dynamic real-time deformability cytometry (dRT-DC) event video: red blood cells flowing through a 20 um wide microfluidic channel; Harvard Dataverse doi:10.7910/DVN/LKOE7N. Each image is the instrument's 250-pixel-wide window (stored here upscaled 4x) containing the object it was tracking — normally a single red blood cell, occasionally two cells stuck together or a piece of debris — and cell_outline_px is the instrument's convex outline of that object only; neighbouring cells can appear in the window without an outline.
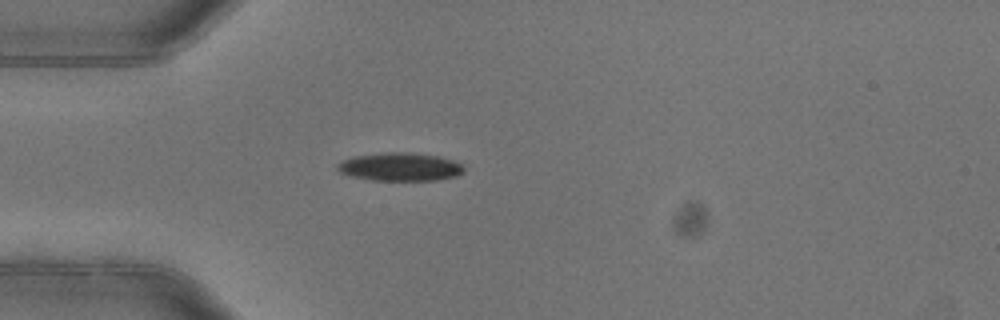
{"species": "common noctule bat (a hibernating species)", "species_latin": "Nyctalus noctula", "temperature_condition": "warm", "stored_images_in_passage": 4, "camera_frame_rate_fps": 3000, "um_per_image_px": 0.085, "animal": {"sex": "female"}, "frame": {"image": 1, "passage_image": 4, "time_ms": 1.0, "image_size_px": [1000, 320], "cell_outline_px": [[464, 172], [456, 176], [436, 180], [372, 180], [352, 176], [340, 172], [336, 168], [336, 164], [344, 160], [356, 156], [388, 152], [408, 152], [440, 156], [452, 160], [460, 164], [464, 168]], "centroid_in_image_um": [34.02, 14.18], "position_along_channel_um": 51.0, "area_um2": 20.63}}